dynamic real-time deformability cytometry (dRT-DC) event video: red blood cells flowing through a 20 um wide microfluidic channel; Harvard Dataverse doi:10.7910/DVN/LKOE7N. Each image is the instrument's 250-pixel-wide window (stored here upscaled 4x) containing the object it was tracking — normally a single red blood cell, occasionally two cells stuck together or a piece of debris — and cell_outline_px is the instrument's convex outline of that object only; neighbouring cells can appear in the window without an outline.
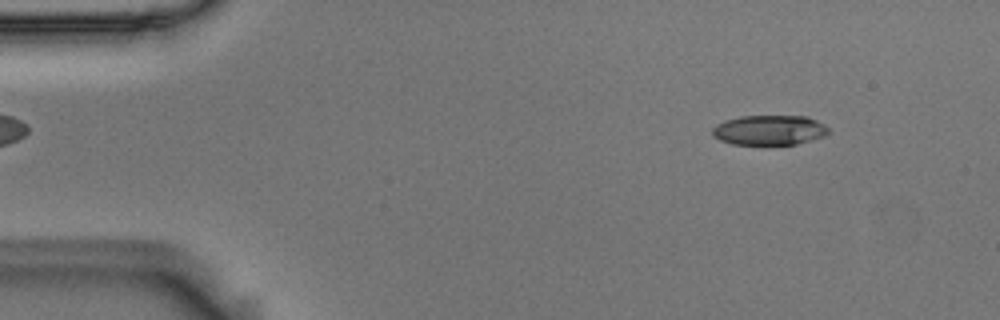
{"species": "Egyptian fruit bat (a non-hibernating species)", "species_latin": "Rousettus aegyptiacus", "temperature_condition": "room temperature", "stored_images_in_passage": 4, "camera_frame_rate_fps": 3000, "um_per_image_px": 0.085, "animal": {"sex": "male"}, "frame": {"image": 1, "passage_image": 1, "time_ms": 0.0, "image_size_px": [1000, 320], "cell_outline_px": [[828, 132], [824, 136], [796, 144], [732, 144], [720, 140], [712, 136], [712, 128], [716, 124], [724, 120], [740, 116], [808, 116], [824, 124], [828, 128]], "centroid_in_image_um": [65.36, 11.05], "position_along_channel_um": 19.6, "area_um2": 20.23}}
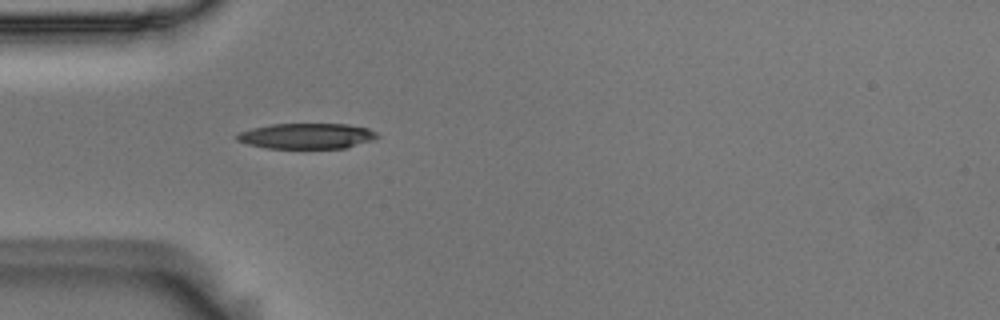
{"frame": {"image": 2, "passage_image": 4, "time_ms": 1.0, "image_size_px": [1000, 320], "cell_outline_px": [[380, 136], [372, 140], [344, 148], [268, 148], [248, 144], [236, 140], [236, 136], [240, 132], [252, 128], [272, 124], [348, 124], [368, 128], [376, 132]], "centroid_in_image_um": [26.08, 11.55], "position_along_channel_um": 58.9, "area_um2": 20.75}}